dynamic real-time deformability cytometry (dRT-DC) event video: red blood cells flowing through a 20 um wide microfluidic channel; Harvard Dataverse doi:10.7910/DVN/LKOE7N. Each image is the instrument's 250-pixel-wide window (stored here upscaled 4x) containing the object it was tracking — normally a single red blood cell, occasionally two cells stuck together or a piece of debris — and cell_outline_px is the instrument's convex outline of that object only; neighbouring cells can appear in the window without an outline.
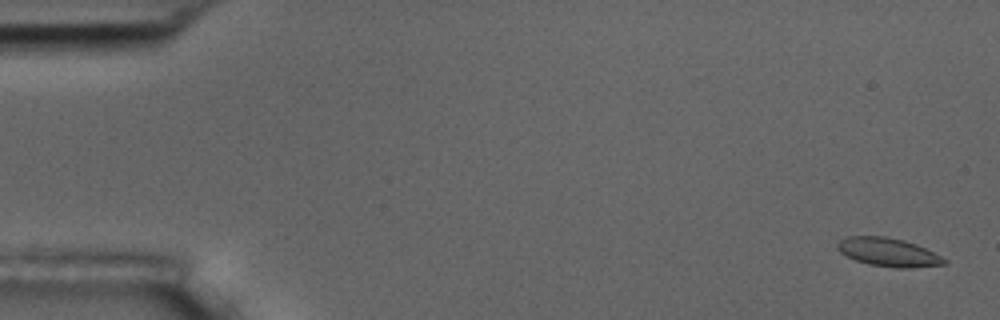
{"species": "common noctule bat (a hibernating species)", "species_latin": "Nyctalus noctula", "temperature_condition": "room temperature", "stored_images_in_passage": 5, "camera_frame_rate_fps": 3000, "um_per_image_px": 0.085, "animal": {"sex": "male", "body_mass_g": 17.5, "forearm_length_mm": 52.3}, "frame": {"image": 1, "passage_image": 1, "time_ms": 0.0, "image_size_px": [1000, 320], "cell_outline_px": [[948, 264], [912, 268], [896, 268], [868, 264], [856, 260], [840, 252], [836, 248], [836, 244], [840, 240], [848, 236], [884, 236], [904, 240], [916, 244], [948, 260]], "centroid_in_image_um": [75.51, 21.44], "position_along_channel_um": 9.5, "area_um2": 17.74}}
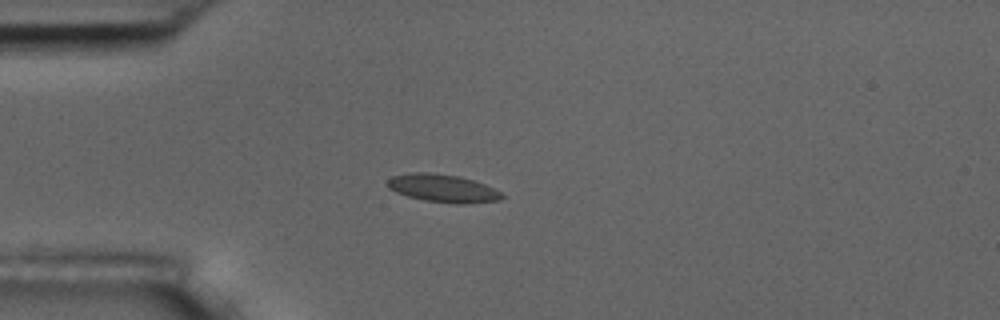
{"frame": {"image": 2, "passage_image": 5, "time_ms": 4.333, "image_size_px": [1000, 320], "cell_outline_px": [[504, 196], [500, 200], [460, 204], [456, 204], [424, 200], [408, 196], [396, 192], [388, 188], [384, 184], [392, 176], [412, 172], [428, 172], [460, 176], [484, 184], [500, 192]], "centroid_in_image_um": [37.59, 16.0], "position_along_channel_um": 47.4, "area_um2": 18.55}}